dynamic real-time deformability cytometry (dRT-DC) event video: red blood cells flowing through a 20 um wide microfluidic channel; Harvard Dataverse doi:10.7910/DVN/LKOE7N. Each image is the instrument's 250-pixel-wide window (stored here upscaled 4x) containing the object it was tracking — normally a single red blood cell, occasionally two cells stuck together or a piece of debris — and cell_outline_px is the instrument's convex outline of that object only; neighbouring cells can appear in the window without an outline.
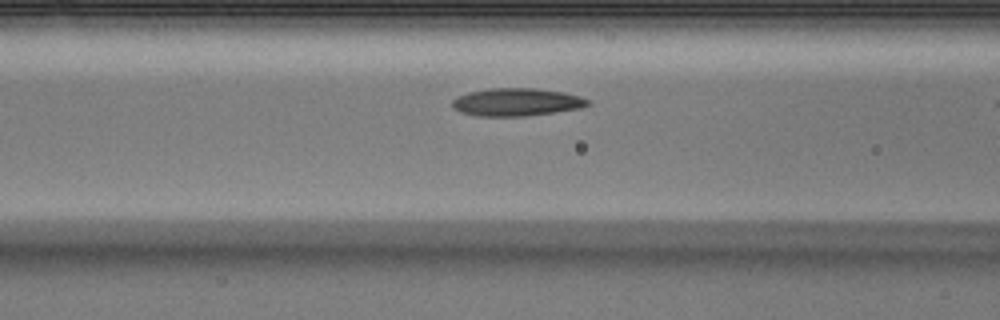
{"species": "Egyptian fruit bat (a non-hibernating species)", "species_latin": "Rousettus aegyptiacus", "temperature_condition": "warm", "stored_images_in_passage": 12, "camera_frame_rate_fps": 3000, "um_per_image_px": 0.085, "animal": {"sex": "male"}, "frame": {"image": 1, "passage_image": 10, "time_ms": 3.0, "image_size_px": [1000, 320], "cell_outline_px": [[588, 104], [580, 108], [524, 116], [476, 116], [464, 112], [456, 108], [452, 104], [452, 100], [456, 96], [468, 92], [488, 88], [536, 88], [564, 92], [580, 96], [588, 100]], "centroid_in_image_um": [43.89, 8.66], "position_along_channel_um": 122.7, "area_um2": 21.73}}